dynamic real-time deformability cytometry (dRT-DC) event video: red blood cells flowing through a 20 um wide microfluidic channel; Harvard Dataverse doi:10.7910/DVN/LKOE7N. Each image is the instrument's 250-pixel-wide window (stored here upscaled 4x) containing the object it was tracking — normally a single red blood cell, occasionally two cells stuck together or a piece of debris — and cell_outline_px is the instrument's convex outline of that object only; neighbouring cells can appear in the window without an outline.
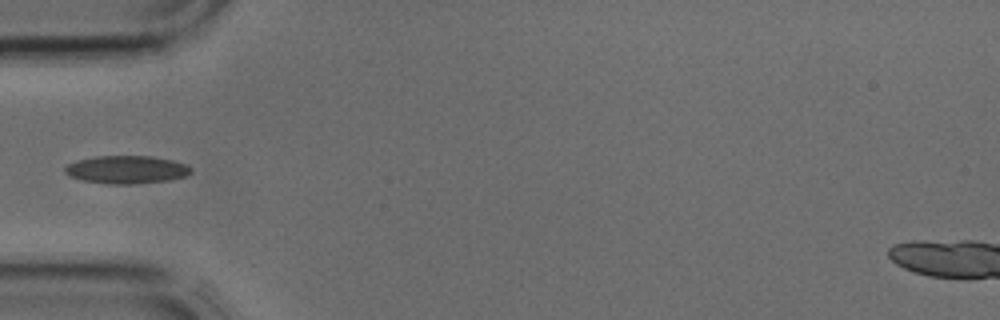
{"species": "common noctule bat (a hibernating species)", "species_latin": "Nyctalus noctula", "temperature_condition": "cold", "stored_images_in_passage": 4, "camera_frame_rate_fps": 3000, "um_per_image_px": 0.085, "animal": {"sex": "male", "body_mass_g": 17.9, "forearm_length_mm": 54.2}, "frame": {"image": 1, "passage_image": 4, "time_ms": 1.0, "image_size_px": [1000, 320], "cell_outline_px": [[192, 172], [184, 176], [172, 180], [132, 184], [108, 184], [84, 180], [68, 176], [64, 172], [64, 168], [68, 164], [76, 160], [96, 156], [152, 156], [172, 160], [188, 164], [192, 168]], "centroid_in_image_um": [10.77, 14.41], "position_along_channel_um": 74.2, "area_um2": 20.69}}